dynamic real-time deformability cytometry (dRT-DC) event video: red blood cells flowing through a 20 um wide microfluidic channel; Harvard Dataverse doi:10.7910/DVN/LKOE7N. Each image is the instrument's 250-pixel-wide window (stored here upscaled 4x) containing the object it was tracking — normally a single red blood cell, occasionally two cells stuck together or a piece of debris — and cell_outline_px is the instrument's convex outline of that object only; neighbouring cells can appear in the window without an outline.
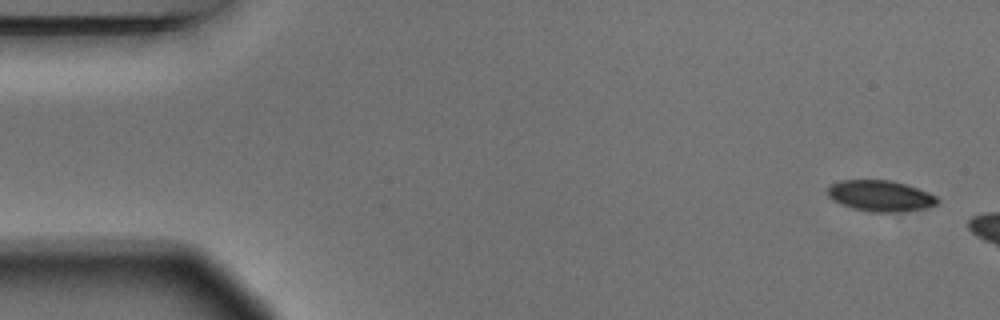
{"species": "Egyptian fruit bat (a non-hibernating species)", "species_latin": "Rousettus aegyptiacus", "temperature_condition": "warm", "stored_images_in_passage": 3, "camera_frame_rate_fps": 3000, "um_per_image_px": 0.085, "animal": {"sex": "male"}, "frame": {"image": 1, "passage_image": 1, "time_ms": 0.0, "image_size_px": [1000, 320], "cell_outline_px": [[940, 200], [936, 204], [924, 208], [892, 212], [872, 212], [852, 208], [840, 204], [832, 200], [828, 196], [828, 188], [832, 184], [840, 180], [888, 180], [904, 184], [928, 192], [936, 196]], "centroid_in_image_um": [74.8, 16.65], "position_along_channel_um": 10.2, "area_um2": 19.59}}